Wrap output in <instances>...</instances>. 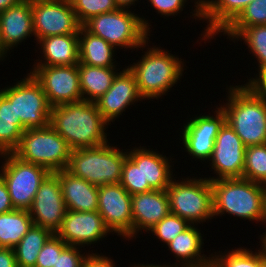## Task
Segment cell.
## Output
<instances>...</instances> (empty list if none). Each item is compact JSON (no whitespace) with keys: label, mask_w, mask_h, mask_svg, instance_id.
Listing matches in <instances>:
<instances>
[{"label":"cell","mask_w":266,"mask_h":267,"mask_svg":"<svg viewBox=\"0 0 266 267\" xmlns=\"http://www.w3.org/2000/svg\"><path fill=\"white\" fill-rule=\"evenodd\" d=\"M263 222H266V184L263 185Z\"/></svg>","instance_id":"52"},{"label":"cell","mask_w":266,"mask_h":267,"mask_svg":"<svg viewBox=\"0 0 266 267\" xmlns=\"http://www.w3.org/2000/svg\"><path fill=\"white\" fill-rule=\"evenodd\" d=\"M150 3L151 8L153 7L157 14H160L161 17H165V19L169 18V16H178V14L182 13L183 8H185L189 0H146ZM187 2V3H186ZM187 4V5H185ZM167 17V18H166Z\"/></svg>","instance_id":"40"},{"label":"cell","mask_w":266,"mask_h":267,"mask_svg":"<svg viewBox=\"0 0 266 267\" xmlns=\"http://www.w3.org/2000/svg\"><path fill=\"white\" fill-rule=\"evenodd\" d=\"M133 239L147 232L170 213L166 190H151L132 195ZM143 230V232H142Z\"/></svg>","instance_id":"20"},{"label":"cell","mask_w":266,"mask_h":267,"mask_svg":"<svg viewBox=\"0 0 266 267\" xmlns=\"http://www.w3.org/2000/svg\"><path fill=\"white\" fill-rule=\"evenodd\" d=\"M120 184L130 195L143 193L142 163H134L127 157L123 165Z\"/></svg>","instance_id":"37"},{"label":"cell","mask_w":266,"mask_h":267,"mask_svg":"<svg viewBox=\"0 0 266 267\" xmlns=\"http://www.w3.org/2000/svg\"><path fill=\"white\" fill-rule=\"evenodd\" d=\"M30 73L41 85L51 107L82 100L78 65L33 66Z\"/></svg>","instance_id":"13"},{"label":"cell","mask_w":266,"mask_h":267,"mask_svg":"<svg viewBox=\"0 0 266 267\" xmlns=\"http://www.w3.org/2000/svg\"><path fill=\"white\" fill-rule=\"evenodd\" d=\"M254 0H208L202 11V20L207 23L204 31H201V42L215 40V36L221 34Z\"/></svg>","instance_id":"24"},{"label":"cell","mask_w":266,"mask_h":267,"mask_svg":"<svg viewBox=\"0 0 266 267\" xmlns=\"http://www.w3.org/2000/svg\"><path fill=\"white\" fill-rule=\"evenodd\" d=\"M78 50L79 63L81 64L107 68H117L119 66L116 65L118 62L115 60L117 49L101 37L88 32L83 26L79 30Z\"/></svg>","instance_id":"26"},{"label":"cell","mask_w":266,"mask_h":267,"mask_svg":"<svg viewBox=\"0 0 266 267\" xmlns=\"http://www.w3.org/2000/svg\"><path fill=\"white\" fill-rule=\"evenodd\" d=\"M67 244L56 234H53L45 243L37 256L35 267H53Z\"/></svg>","instance_id":"38"},{"label":"cell","mask_w":266,"mask_h":267,"mask_svg":"<svg viewBox=\"0 0 266 267\" xmlns=\"http://www.w3.org/2000/svg\"><path fill=\"white\" fill-rule=\"evenodd\" d=\"M9 51L4 47L2 43L1 29H0V61L6 60L9 55L7 54Z\"/></svg>","instance_id":"50"},{"label":"cell","mask_w":266,"mask_h":267,"mask_svg":"<svg viewBox=\"0 0 266 267\" xmlns=\"http://www.w3.org/2000/svg\"><path fill=\"white\" fill-rule=\"evenodd\" d=\"M244 41L243 44H245L248 52L253 55V57L256 59L254 60V63H256L258 66L255 67V70L257 69L258 73H254V77L250 76V79H248L245 84H249L263 69L266 68V25H260V26H253V27H247L243 29L232 41L235 43V41ZM256 61V62H255Z\"/></svg>","instance_id":"31"},{"label":"cell","mask_w":266,"mask_h":267,"mask_svg":"<svg viewBox=\"0 0 266 267\" xmlns=\"http://www.w3.org/2000/svg\"><path fill=\"white\" fill-rule=\"evenodd\" d=\"M35 41L56 35L79 34V23L70 0H47L32 3Z\"/></svg>","instance_id":"12"},{"label":"cell","mask_w":266,"mask_h":267,"mask_svg":"<svg viewBox=\"0 0 266 267\" xmlns=\"http://www.w3.org/2000/svg\"><path fill=\"white\" fill-rule=\"evenodd\" d=\"M207 1L208 0H193V1L191 0L192 3L194 2V5L191 8L193 11L190 12V14H192V15H190V17L191 18L193 17L192 19H195V21L198 20V22L200 20L202 21V11L206 6ZM193 7L195 9H193Z\"/></svg>","instance_id":"46"},{"label":"cell","mask_w":266,"mask_h":267,"mask_svg":"<svg viewBox=\"0 0 266 267\" xmlns=\"http://www.w3.org/2000/svg\"><path fill=\"white\" fill-rule=\"evenodd\" d=\"M0 117L16 118L14 111V103L10 101L0 92Z\"/></svg>","instance_id":"45"},{"label":"cell","mask_w":266,"mask_h":267,"mask_svg":"<svg viewBox=\"0 0 266 267\" xmlns=\"http://www.w3.org/2000/svg\"><path fill=\"white\" fill-rule=\"evenodd\" d=\"M142 100L135 77L125 66L123 70L118 71L108 91L95 103L103 118L111 124L122 116L130 105L132 106Z\"/></svg>","instance_id":"18"},{"label":"cell","mask_w":266,"mask_h":267,"mask_svg":"<svg viewBox=\"0 0 266 267\" xmlns=\"http://www.w3.org/2000/svg\"><path fill=\"white\" fill-rule=\"evenodd\" d=\"M38 1H47V0H21V2H29V3L38 2Z\"/></svg>","instance_id":"53"},{"label":"cell","mask_w":266,"mask_h":267,"mask_svg":"<svg viewBox=\"0 0 266 267\" xmlns=\"http://www.w3.org/2000/svg\"><path fill=\"white\" fill-rule=\"evenodd\" d=\"M110 142L88 148L71 150L66 170L96 186L120 184L126 149Z\"/></svg>","instance_id":"6"},{"label":"cell","mask_w":266,"mask_h":267,"mask_svg":"<svg viewBox=\"0 0 266 267\" xmlns=\"http://www.w3.org/2000/svg\"><path fill=\"white\" fill-rule=\"evenodd\" d=\"M258 249V250H257ZM230 250V251H229ZM219 252V253H218ZM212 254L213 267H265L266 256L259 249L252 251V248L240 247L218 251ZM217 253V254H216Z\"/></svg>","instance_id":"30"},{"label":"cell","mask_w":266,"mask_h":267,"mask_svg":"<svg viewBox=\"0 0 266 267\" xmlns=\"http://www.w3.org/2000/svg\"><path fill=\"white\" fill-rule=\"evenodd\" d=\"M151 41L148 39L140 46L143 55L138 62L127 66L133 73L138 91L143 100H159L172 90L174 85L183 77L186 67L184 59L173 55L169 50L163 49L160 45L149 46ZM147 44V45H146ZM142 48V49H141ZM148 49V50H147Z\"/></svg>","instance_id":"2"},{"label":"cell","mask_w":266,"mask_h":267,"mask_svg":"<svg viewBox=\"0 0 266 267\" xmlns=\"http://www.w3.org/2000/svg\"><path fill=\"white\" fill-rule=\"evenodd\" d=\"M49 125L63 137L71 150L95 147L110 141V125L95 102L81 100L51 108ZM109 139V140H108Z\"/></svg>","instance_id":"1"},{"label":"cell","mask_w":266,"mask_h":267,"mask_svg":"<svg viewBox=\"0 0 266 267\" xmlns=\"http://www.w3.org/2000/svg\"><path fill=\"white\" fill-rule=\"evenodd\" d=\"M261 224H263V225H265L264 227L266 228V222H263V223H261ZM266 230V229H265ZM262 234H264V235H259L258 237H259V239H261L260 241H259V243H261V244H259V245H261L259 248H260V250L264 253V255L266 256V231L265 232H263Z\"/></svg>","instance_id":"49"},{"label":"cell","mask_w":266,"mask_h":267,"mask_svg":"<svg viewBox=\"0 0 266 267\" xmlns=\"http://www.w3.org/2000/svg\"><path fill=\"white\" fill-rule=\"evenodd\" d=\"M54 174L59 178L67 210L80 212L97 211L98 186L71 174L66 169Z\"/></svg>","instance_id":"25"},{"label":"cell","mask_w":266,"mask_h":267,"mask_svg":"<svg viewBox=\"0 0 266 267\" xmlns=\"http://www.w3.org/2000/svg\"><path fill=\"white\" fill-rule=\"evenodd\" d=\"M52 235L48 229L33 224L13 248L18 267H35L40 250Z\"/></svg>","instance_id":"29"},{"label":"cell","mask_w":266,"mask_h":267,"mask_svg":"<svg viewBox=\"0 0 266 267\" xmlns=\"http://www.w3.org/2000/svg\"><path fill=\"white\" fill-rule=\"evenodd\" d=\"M131 199L132 195L121 184L99 186L97 211L111 233L124 241L133 240Z\"/></svg>","instance_id":"14"},{"label":"cell","mask_w":266,"mask_h":267,"mask_svg":"<svg viewBox=\"0 0 266 267\" xmlns=\"http://www.w3.org/2000/svg\"><path fill=\"white\" fill-rule=\"evenodd\" d=\"M25 130L20 119L0 117V154L12 153Z\"/></svg>","instance_id":"35"},{"label":"cell","mask_w":266,"mask_h":267,"mask_svg":"<svg viewBox=\"0 0 266 267\" xmlns=\"http://www.w3.org/2000/svg\"><path fill=\"white\" fill-rule=\"evenodd\" d=\"M212 111H214L212 115L211 112L208 114L205 112L191 117L192 119L189 118L181 128V136L178 135L181 138L178 139L182 142L180 144H183L182 151L185 150L183 152L201 163L202 161L206 163V160L208 162L210 159L215 139L226 122V114L220 106L216 105V109L213 108Z\"/></svg>","instance_id":"11"},{"label":"cell","mask_w":266,"mask_h":267,"mask_svg":"<svg viewBox=\"0 0 266 267\" xmlns=\"http://www.w3.org/2000/svg\"><path fill=\"white\" fill-rule=\"evenodd\" d=\"M121 68H107L78 64L82 100L96 102L111 87Z\"/></svg>","instance_id":"27"},{"label":"cell","mask_w":266,"mask_h":267,"mask_svg":"<svg viewBox=\"0 0 266 267\" xmlns=\"http://www.w3.org/2000/svg\"><path fill=\"white\" fill-rule=\"evenodd\" d=\"M227 89V102L219 103L226 122L246 147L266 144V96L249 84H230Z\"/></svg>","instance_id":"3"},{"label":"cell","mask_w":266,"mask_h":267,"mask_svg":"<svg viewBox=\"0 0 266 267\" xmlns=\"http://www.w3.org/2000/svg\"><path fill=\"white\" fill-rule=\"evenodd\" d=\"M178 180L174 177L166 192L170 212L186 219L191 225L203 224L214 219L213 190L206 177L190 176Z\"/></svg>","instance_id":"7"},{"label":"cell","mask_w":266,"mask_h":267,"mask_svg":"<svg viewBox=\"0 0 266 267\" xmlns=\"http://www.w3.org/2000/svg\"><path fill=\"white\" fill-rule=\"evenodd\" d=\"M266 25V0H254L221 33L231 41L245 28Z\"/></svg>","instance_id":"32"},{"label":"cell","mask_w":266,"mask_h":267,"mask_svg":"<svg viewBox=\"0 0 266 267\" xmlns=\"http://www.w3.org/2000/svg\"><path fill=\"white\" fill-rule=\"evenodd\" d=\"M246 146L231 126L225 122L215 139L212 155L207 164L214 172L210 181L224 178H243Z\"/></svg>","instance_id":"15"},{"label":"cell","mask_w":266,"mask_h":267,"mask_svg":"<svg viewBox=\"0 0 266 267\" xmlns=\"http://www.w3.org/2000/svg\"><path fill=\"white\" fill-rule=\"evenodd\" d=\"M149 21L150 19L141 17L132 9L118 8L92 17L82 26L116 49L126 48L128 50L129 48L137 52L140 46L149 39L148 36H151L152 24Z\"/></svg>","instance_id":"5"},{"label":"cell","mask_w":266,"mask_h":267,"mask_svg":"<svg viewBox=\"0 0 266 267\" xmlns=\"http://www.w3.org/2000/svg\"><path fill=\"white\" fill-rule=\"evenodd\" d=\"M214 218L224 214L263 223V185L245 178L211 181Z\"/></svg>","instance_id":"4"},{"label":"cell","mask_w":266,"mask_h":267,"mask_svg":"<svg viewBox=\"0 0 266 267\" xmlns=\"http://www.w3.org/2000/svg\"><path fill=\"white\" fill-rule=\"evenodd\" d=\"M33 225L28 210L0 214V247L14 248Z\"/></svg>","instance_id":"28"},{"label":"cell","mask_w":266,"mask_h":267,"mask_svg":"<svg viewBox=\"0 0 266 267\" xmlns=\"http://www.w3.org/2000/svg\"><path fill=\"white\" fill-rule=\"evenodd\" d=\"M14 210L8 188L4 180L0 177V214Z\"/></svg>","instance_id":"42"},{"label":"cell","mask_w":266,"mask_h":267,"mask_svg":"<svg viewBox=\"0 0 266 267\" xmlns=\"http://www.w3.org/2000/svg\"><path fill=\"white\" fill-rule=\"evenodd\" d=\"M20 2L21 0H0V13L11 6L17 5Z\"/></svg>","instance_id":"48"},{"label":"cell","mask_w":266,"mask_h":267,"mask_svg":"<svg viewBox=\"0 0 266 267\" xmlns=\"http://www.w3.org/2000/svg\"><path fill=\"white\" fill-rule=\"evenodd\" d=\"M111 231L98 211L80 212L67 210L56 235L67 245L91 247L104 240Z\"/></svg>","instance_id":"17"},{"label":"cell","mask_w":266,"mask_h":267,"mask_svg":"<svg viewBox=\"0 0 266 267\" xmlns=\"http://www.w3.org/2000/svg\"><path fill=\"white\" fill-rule=\"evenodd\" d=\"M80 248L82 247L67 245L60 255H57V261L53 267H84L86 257L91 251L85 249L82 253L83 249Z\"/></svg>","instance_id":"39"},{"label":"cell","mask_w":266,"mask_h":267,"mask_svg":"<svg viewBox=\"0 0 266 267\" xmlns=\"http://www.w3.org/2000/svg\"><path fill=\"white\" fill-rule=\"evenodd\" d=\"M249 85L259 94L266 96V68L263 69Z\"/></svg>","instance_id":"44"},{"label":"cell","mask_w":266,"mask_h":267,"mask_svg":"<svg viewBox=\"0 0 266 267\" xmlns=\"http://www.w3.org/2000/svg\"><path fill=\"white\" fill-rule=\"evenodd\" d=\"M119 8L131 9V6L137 5L139 0H115ZM137 3V4H136Z\"/></svg>","instance_id":"47"},{"label":"cell","mask_w":266,"mask_h":267,"mask_svg":"<svg viewBox=\"0 0 266 267\" xmlns=\"http://www.w3.org/2000/svg\"><path fill=\"white\" fill-rule=\"evenodd\" d=\"M197 225H190L182 233L178 234L166 247L170 250L172 256L176 258L172 264L168 262V266L178 267H211L212 254L208 256L204 254V240ZM203 253V254H202Z\"/></svg>","instance_id":"21"},{"label":"cell","mask_w":266,"mask_h":267,"mask_svg":"<svg viewBox=\"0 0 266 267\" xmlns=\"http://www.w3.org/2000/svg\"><path fill=\"white\" fill-rule=\"evenodd\" d=\"M0 177L7 185L14 209L29 210L41 183L50 172L37 164L22 161L13 153L0 154Z\"/></svg>","instance_id":"10"},{"label":"cell","mask_w":266,"mask_h":267,"mask_svg":"<svg viewBox=\"0 0 266 267\" xmlns=\"http://www.w3.org/2000/svg\"><path fill=\"white\" fill-rule=\"evenodd\" d=\"M190 225L191 224L186 219L170 212L160 222L150 228L147 234L152 233V236H156V240L159 239L160 243L163 242L164 245H167Z\"/></svg>","instance_id":"34"},{"label":"cell","mask_w":266,"mask_h":267,"mask_svg":"<svg viewBox=\"0 0 266 267\" xmlns=\"http://www.w3.org/2000/svg\"><path fill=\"white\" fill-rule=\"evenodd\" d=\"M0 267H18L13 248L0 247Z\"/></svg>","instance_id":"43"},{"label":"cell","mask_w":266,"mask_h":267,"mask_svg":"<svg viewBox=\"0 0 266 267\" xmlns=\"http://www.w3.org/2000/svg\"><path fill=\"white\" fill-rule=\"evenodd\" d=\"M12 153L22 161L37 164L55 173L67 168L71 149L66 140L48 125L25 130Z\"/></svg>","instance_id":"8"},{"label":"cell","mask_w":266,"mask_h":267,"mask_svg":"<svg viewBox=\"0 0 266 267\" xmlns=\"http://www.w3.org/2000/svg\"><path fill=\"white\" fill-rule=\"evenodd\" d=\"M14 81L17 82L0 88V92L14 103L16 119L21 120L26 130L48 126L52 107L39 82L30 72Z\"/></svg>","instance_id":"9"},{"label":"cell","mask_w":266,"mask_h":267,"mask_svg":"<svg viewBox=\"0 0 266 267\" xmlns=\"http://www.w3.org/2000/svg\"><path fill=\"white\" fill-rule=\"evenodd\" d=\"M88 253V256L86 257L84 267H116V263L113 259L108 257L107 255L104 256L102 253L99 254L98 252Z\"/></svg>","instance_id":"41"},{"label":"cell","mask_w":266,"mask_h":267,"mask_svg":"<svg viewBox=\"0 0 266 267\" xmlns=\"http://www.w3.org/2000/svg\"><path fill=\"white\" fill-rule=\"evenodd\" d=\"M243 178L266 184V144L246 147Z\"/></svg>","instance_id":"33"},{"label":"cell","mask_w":266,"mask_h":267,"mask_svg":"<svg viewBox=\"0 0 266 267\" xmlns=\"http://www.w3.org/2000/svg\"><path fill=\"white\" fill-rule=\"evenodd\" d=\"M40 59L32 66H67L79 64V34L56 35L40 39ZM40 45V46H38ZM42 58V59H41Z\"/></svg>","instance_id":"23"},{"label":"cell","mask_w":266,"mask_h":267,"mask_svg":"<svg viewBox=\"0 0 266 267\" xmlns=\"http://www.w3.org/2000/svg\"><path fill=\"white\" fill-rule=\"evenodd\" d=\"M81 25L90 18L118 9L115 0H70Z\"/></svg>","instance_id":"36"},{"label":"cell","mask_w":266,"mask_h":267,"mask_svg":"<svg viewBox=\"0 0 266 267\" xmlns=\"http://www.w3.org/2000/svg\"><path fill=\"white\" fill-rule=\"evenodd\" d=\"M2 43L10 50L25 43L34 36L32 21V3L20 2L0 13ZM19 44V45H18Z\"/></svg>","instance_id":"22"},{"label":"cell","mask_w":266,"mask_h":267,"mask_svg":"<svg viewBox=\"0 0 266 267\" xmlns=\"http://www.w3.org/2000/svg\"><path fill=\"white\" fill-rule=\"evenodd\" d=\"M129 267H178V266H170V265L168 266L167 263L166 264L163 263V265H160V264L157 265V264H153V263L144 264V262H143V264H139V263H137V264L134 263L133 265L130 264Z\"/></svg>","instance_id":"51"},{"label":"cell","mask_w":266,"mask_h":267,"mask_svg":"<svg viewBox=\"0 0 266 267\" xmlns=\"http://www.w3.org/2000/svg\"><path fill=\"white\" fill-rule=\"evenodd\" d=\"M28 211L34 225L53 234L59 230L67 208L59 178L54 173H50L41 183Z\"/></svg>","instance_id":"16"},{"label":"cell","mask_w":266,"mask_h":267,"mask_svg":"<svg viewBox=\"0 0 266 267\" xmlns=\"http://www.w3.org/2000/svg\"><path fill=\"white\" fill-rule=\"evenodd\" d=\"M150 149L141 145L133 147L132 149H127V156L134 163H142L143 192L167 190L175 176V174L173 175L175 169H173L174 161H172V155L169 158L163 155L164 152L161 154L153 148Z\"/></svg>","instance_id":"19"}]
</instances>
